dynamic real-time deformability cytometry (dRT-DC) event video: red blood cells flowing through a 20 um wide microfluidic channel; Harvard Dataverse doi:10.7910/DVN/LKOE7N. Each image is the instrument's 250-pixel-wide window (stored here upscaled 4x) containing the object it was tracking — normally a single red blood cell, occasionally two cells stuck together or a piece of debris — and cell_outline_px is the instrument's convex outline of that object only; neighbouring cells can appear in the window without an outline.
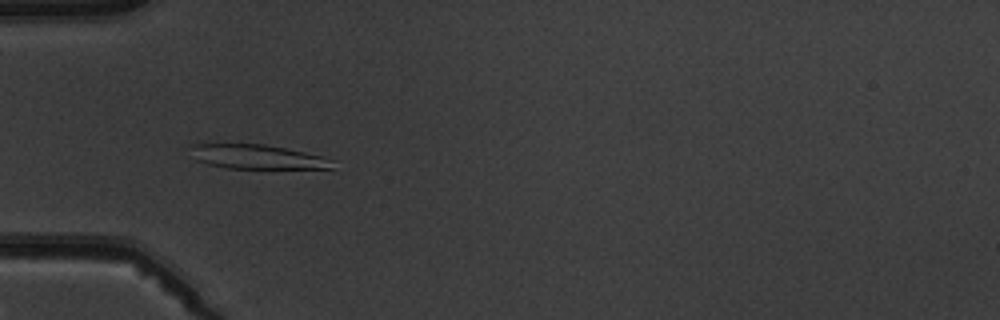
{"species": "common noctule bat (a hibernating species)", "species_latin": "Nyctalus noctula", "temperature_condition": "warm", "stored_images_in_passage": 6, "camera_frame_rate_fps": 3000, "um_per_image_px": 0.085, "animal": {"sex": "male", "body_mass_g": 19.5, "forearm_length_mm": 54.6}, "frame": {"image": 1, "passage_image": 6, "time_ms": 6.0, "image_size_px": [1000, 320], "cell_outline_px": [[336, 160], [332, 168], [224, 168], [208, 164], [196, 160], [188, 144], [264, 144], [324, 156]], "centroid_in_image_um": [21.88, 13.33], "position_along_channel_um": 63.1, "area_um2": 20.06}}